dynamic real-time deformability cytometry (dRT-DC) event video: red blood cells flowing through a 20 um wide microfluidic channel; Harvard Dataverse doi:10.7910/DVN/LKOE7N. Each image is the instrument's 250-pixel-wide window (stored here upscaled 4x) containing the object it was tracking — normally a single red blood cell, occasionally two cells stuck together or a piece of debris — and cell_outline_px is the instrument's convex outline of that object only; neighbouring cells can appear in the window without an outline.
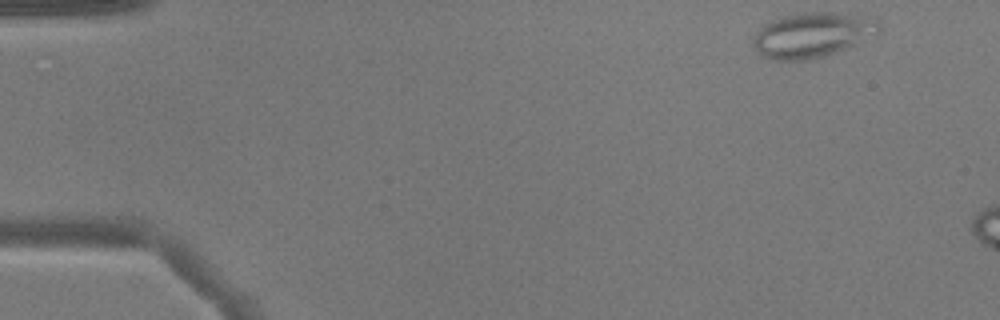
{"species": "common noctule bat (a hibernating species)", "species_latin": "Nyctalus noctula", "temperature_condition": "warm", "stored_images_in_passage": 6, "camera_frame_rate_fps": 3000, "um_per_image_px": 0.085, "animal": {"sex": "male", "body_mass_g": 17.9}, "frame": {"image": 1, "passage_image": 1, "time_ms": 0.0, "image_size_px": [1000, 320], "cell_outline_px": [[880, 32], [844, 48], [824, 56], [808, 60], [776, 60], [764, 56], [752, 44], [752, 40], [756, 32], [764, 24], [772, 20], [784, 16], [804, 12], [832, 12], [880, 20]], "centroid_in_image_um": [69.01, 2.96], "position_along_channel_um": 16.0, "area_um2": 32.37}}